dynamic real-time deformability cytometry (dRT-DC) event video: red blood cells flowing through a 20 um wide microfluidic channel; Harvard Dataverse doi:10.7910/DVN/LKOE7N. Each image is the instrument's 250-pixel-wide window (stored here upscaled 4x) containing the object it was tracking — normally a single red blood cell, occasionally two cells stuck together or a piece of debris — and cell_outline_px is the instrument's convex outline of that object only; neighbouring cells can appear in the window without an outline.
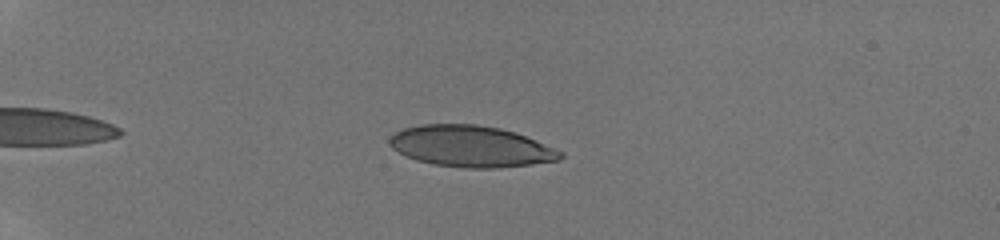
{"species": "human", "species_latin": "Homo sapiens", "temperature_condition": "room temperature", "stored_images_in_passage": 40, "camera_frame_rate_fps": 3000, "um_per_image_px": 0.085, "donor": {"sex": "male"}, "frame": {"image": 1, "passage_image": 7, "time_ms": 2.0, "image_size_px": [1000, 240], "cell_outline_px": [[564, 156], [560, 160], [532, 164], [496, 168], [464, 168], [432, 164], [416, 160], [392, 148], [388, 144], [388, 140], [396, 132], [404, 128], [420, 124], [476, 124], [500, 128], [516, 132], [564, 152]], "centroid_in_image_um": [40.04, 12.44], "position_along_channel_um": 45.0, "area_um2": 41.15}}
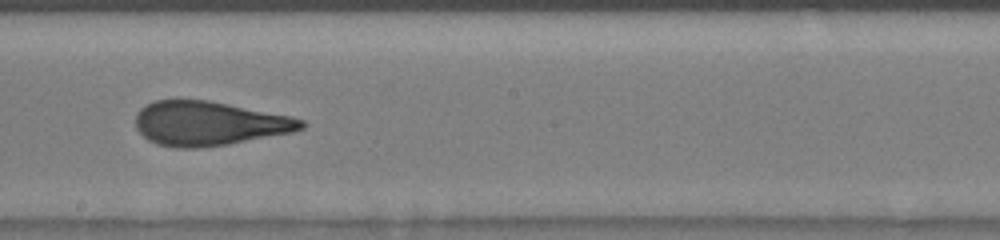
{"frame": {"image": 2, "passage_image": 24, "time_ms": 8.0, "image_size_px": [1000, 240], "cell_outline_px": [[308, 124], [304, 128], [292, 132], [228, 144], [196, 148], [176, 148], [156, 144], [148, 140], [136, 128], [136, 112], [140, 108], [156, 100], [208, 100], [292, 116], [304, 120]], "centroid_in_image_um": [17.77, 10.49], "position_along_channel_um": 230.4, "area_um2": 42.71}}
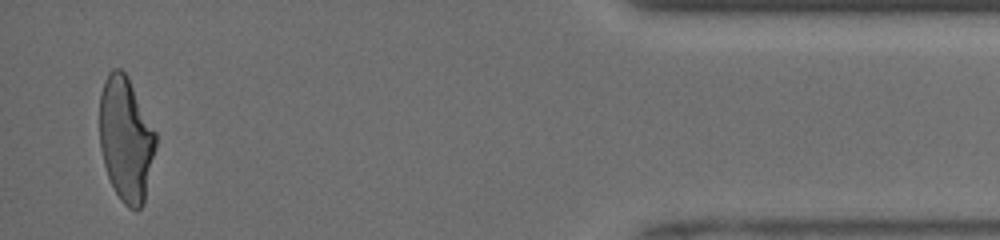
{"frame": {"image": 3, "passage_image": 40, "time_ms": 14.0, "image_size_px": [1000, 240], "cell_outline_px": [[156, 148], [144, 204], [136, 212], [128, 208], [120, 200], [108, 176], [104, 164], [100, 148], [100, 92], [104, 80], [108, 72], [112, 68], [120, 68], [128, 76], [156, 132]], "centroid_in_image_um": [10.71, 11.83], "position_along_channel_um": 424.5, "area_um2": 41.1}, "authors_computed_cell_mechanics": {"area_um2": 42.3963, "velocity_mm_per_s": 4.1162, "shape_relaxation_time_tau1_ms": 8.4211, "shape_relaxation_time_tau2_ms": 0.8965, "deformation_change_tau1": 0.2611, "deformation_change_tau2": 0.087}}